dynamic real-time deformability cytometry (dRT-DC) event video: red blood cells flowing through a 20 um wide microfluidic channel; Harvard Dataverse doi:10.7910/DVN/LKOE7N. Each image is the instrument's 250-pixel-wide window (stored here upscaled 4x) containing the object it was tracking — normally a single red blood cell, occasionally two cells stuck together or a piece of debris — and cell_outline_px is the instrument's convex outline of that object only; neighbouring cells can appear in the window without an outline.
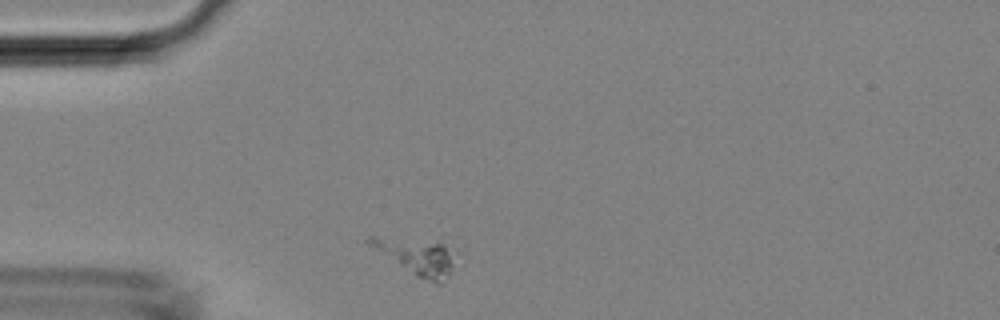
{"species": "Egyptian fruit bat (a non-hibernating species)", "species_latin": "Rousettus aegyptiacus", "temperature_condition": "room temperature", "stored_images_in_passage": 1, "camera_frame_rate_fps": 3000, "um_per_image_px": 0.085, "animal": {"sex": "female"}, "frame": {"image": 1, "passage_image": 1, "time_ms": 0.0, "image_size_px": [1000, 320], "cell_outline_px": [[460, 252], [448, 276], [440, 284], [436, 284], [416, 276], [368, 244], [364, 240], [368, 236], [376, 236], [440, 240], [456, 248]], "centroid_in_image_um": [35.57, 21.74], "position_along_channel_um": 49.4, "area_um2": 18.9}}